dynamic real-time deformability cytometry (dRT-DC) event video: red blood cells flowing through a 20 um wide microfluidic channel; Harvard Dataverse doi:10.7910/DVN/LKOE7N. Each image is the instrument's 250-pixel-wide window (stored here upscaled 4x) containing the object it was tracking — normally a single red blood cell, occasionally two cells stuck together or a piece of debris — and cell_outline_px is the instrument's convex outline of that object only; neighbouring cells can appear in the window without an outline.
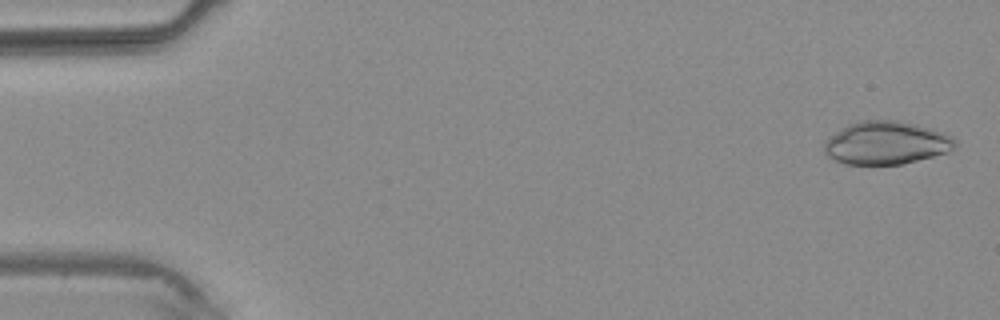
{"species": "common noctule bat (a hibernating species)", "species_latin": "Nyctalus noctula", "temperature_condition": "warm", "stored_images_in_passage": 4, "camera_frame_rate_fps": 3000, "um_per_image_px": 0.085, "animal": {"sex": "male", "body_mass_g": 20.4}, "frame": {"image": 1, "passage_image": 1, "time_ms": 0.0, "image_size_px": [1000, 320], "cell_outline_px": [[956, 144], [948, 152], [904, 164], [844, 164], [828, 156], [824, 152], [824, 144], [836, 132], [848, 124], [860, 120], [896, 120], [916, 124], [944, 132], [952, 136], [956, 140]], "centroid_in_image_um": [75.35, 12.14], "position_along_channel_um": 9.6, "area_um2": 32.71}}